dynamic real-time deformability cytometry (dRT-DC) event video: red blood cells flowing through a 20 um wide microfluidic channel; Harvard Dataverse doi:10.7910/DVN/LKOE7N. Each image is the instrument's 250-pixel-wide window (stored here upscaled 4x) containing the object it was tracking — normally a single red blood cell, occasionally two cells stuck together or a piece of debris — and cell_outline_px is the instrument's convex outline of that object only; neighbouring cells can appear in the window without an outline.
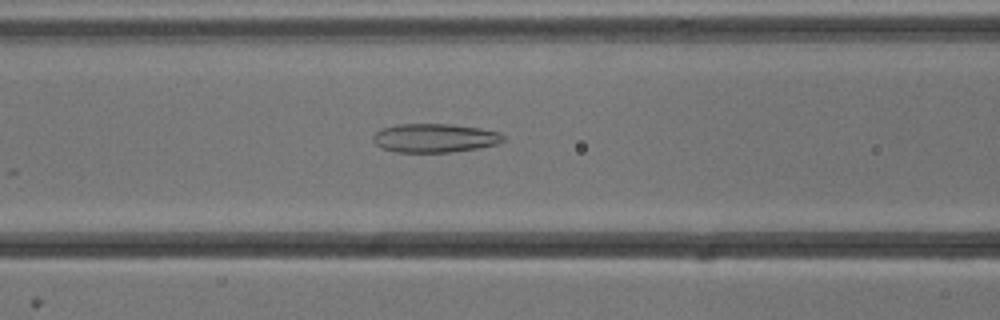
{"species": "common noctule bat (a hibernating species)", "species_latin": "Nyctalus noctula", "temperature_condition": "cold", "stored_images_in_passage": 54, "camera_frame_rate_fps": 3000, "um_per_image_px": 0.085, "animal": {"sex": "male", "body_mass_g": 13.3}, "frame": {"image": 1, "passage_image": 22, "time_ms": 7.0, "image_size_px": [1000, 320], "cell_outline_px": [[508, 136], [504, 140], [496, 144], [480, 148], [452, 152], [396, 152], [380, 148], [372, 140], [372, 136], [376, 132], [384, 128], [396, 124], [452, 124], [480, 128], [500, 132]], "centroid_in_image_um": [36.98, 11.73], "position_along_channel_um": 129.6, "area_um2": 22.08}}
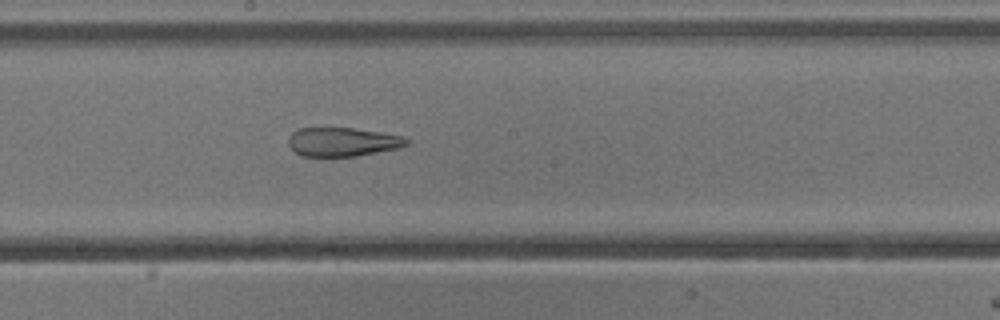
{"frame": {"image": 2, "passage_image": 29, "time_ms": 9.333, "image_size_px": [1000, 320], "cell_outline_px": [[412, 140], [408, 144], [400, 148], [356, 156], [300, 156], [288, 144], [288, 136], [292, 132], [300, 128], [352, 128], [380, 132], [404, 136]], "centroid_in_image_um": [29.15, 12.06], "position_along_channel_um": 219.0, "area_um2": 20.0}}
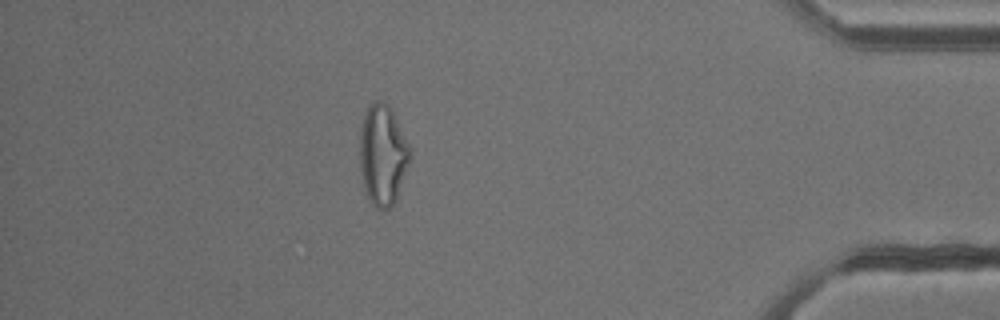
{"frame": {"image": 3, "passage_image": 47, "time_ms": 15.333, "image_size_px": [1000, 320], "cell_outline_px": [[412, 156], [396, 200], [388, 208], [376, 208], [368, 200], [364, 188], [360, 172], [360, 128], [368, 104], [376, 100], [380, 100], [388, 104], [392, 108], [412, 148]], "centroid_in_image_um": [32.55, 13.13], "position_along_channel_um": 402.6, "area_um2": 30.06}, "authors_computed_cell_mechanics": {"area_um2": 27.8885, "velocity_mm_per_s": 3.8365, "shape_relaxation_time_tau1_ms": null, "shape_relaxation_time_tau2_ms": 2.925, "deformation_change_tau1": null, "deformation_change_tau2": 0.1294}}